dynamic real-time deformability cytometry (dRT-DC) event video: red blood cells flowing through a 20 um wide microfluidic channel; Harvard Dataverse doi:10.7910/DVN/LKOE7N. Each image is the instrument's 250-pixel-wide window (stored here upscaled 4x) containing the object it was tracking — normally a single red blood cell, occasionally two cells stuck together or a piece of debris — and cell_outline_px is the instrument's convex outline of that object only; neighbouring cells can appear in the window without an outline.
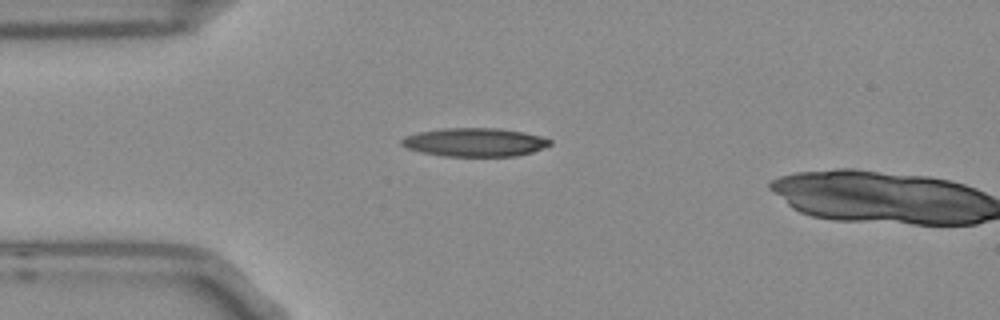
{"species": "Egyptian fruit bat (a non-hibernating species)", "species_latin": "Rousettus aegyptiacus", "temperature_condition": "room temperature", "stored_images_in_passage": 2, "camera_frame_rate_fps": 3000, "um_per_image_px": 0.085, "frame": {"image": 1, "passage_image": 1, "time_ms": 0.0, "image_size_px": [1000, 320], "cell_outline_px": [[552, 144], [532, 152], [516, 156], [444, 156], [420, 152], [408, 148], [400, 144], [400, 140], [404, 136], [420, 132], [440, 128], [496, 128], [524, 132], [540, 136], [552, 140]], "centroid_in_image_um": [40.34, 12.09], "position_along_channel_um": 44.7, "area_um2": 24.68}}